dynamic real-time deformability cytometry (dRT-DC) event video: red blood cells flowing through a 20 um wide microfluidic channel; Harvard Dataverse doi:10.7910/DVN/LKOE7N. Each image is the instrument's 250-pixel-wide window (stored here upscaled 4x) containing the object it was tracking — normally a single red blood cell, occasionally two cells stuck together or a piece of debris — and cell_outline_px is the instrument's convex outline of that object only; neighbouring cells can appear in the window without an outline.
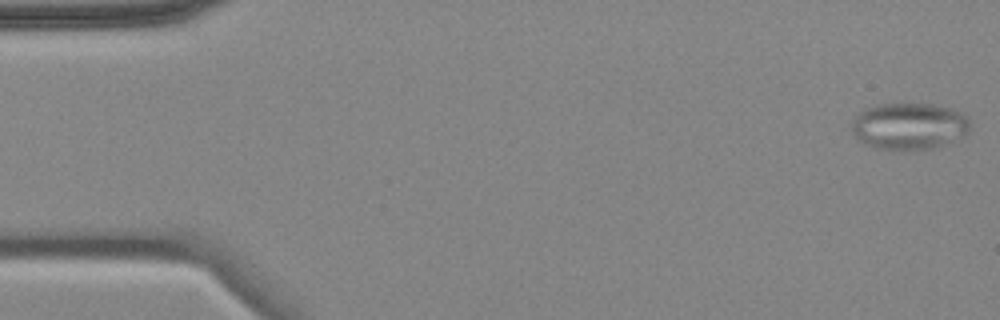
{"species": "common noctule bat (a hibernating species)", "species_latin": "Nyctalus noctula", "temperature_condition": "cold", "stored_images_in_passage": 5, "camera_frame_rate_fps": 3000, "um_per_image_px": 0.085, "animal": {"sex": "female", "body_mass_g": 18.4}, "frame": {"image": 1, "passage_image": 1, "time_ms": 0.0, "image_size_px": [1000, 320], "cell_outline_px": [[968, 132], [964, 136], [936, 148], [912, 152], [900, 152], [872, 148], [856, 140], [852, 132], [852, 120], [864, 108], [880, 104], [932, 104], [964, 112], [968, 116]], "centroid_in_image_um": [77.24, 10.77], "position_along_channel_um": 7.8, "area_um2": 33.23}}